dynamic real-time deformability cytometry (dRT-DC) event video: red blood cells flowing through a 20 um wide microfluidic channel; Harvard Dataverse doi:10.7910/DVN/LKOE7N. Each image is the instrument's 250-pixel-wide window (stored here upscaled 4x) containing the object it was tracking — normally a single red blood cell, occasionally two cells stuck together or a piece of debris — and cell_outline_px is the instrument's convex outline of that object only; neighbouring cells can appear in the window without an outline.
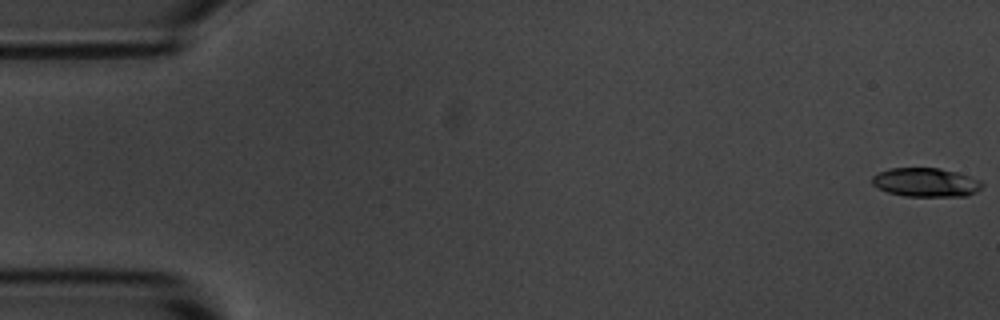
{"species": "common noctule bat (a hibernating species)", "species_latin": "Nyctalus noctula", "temperature_condition": "room temperature", "stored_images_in_passage": 5, "camera_frame_rate_fps": 3000, "um_per_image_px": 0.085, "animal": {"sex": "male", "body_mass_g": 20.1, "forearm_length_mm": 53.5}, "frame": {"image": 1, "passage_image": 1, "time_ms": 0.0, "image_size_px": [1000, 320], "cell_outline_px": [[984, 184], [976, 192], [964, 196], [904, 196], [888, 192], [872, 184], [872, 176], [880, 172], [892, 168], [940, 168], [956, 172], [980, 180]], "centroid_in_image_um": [78.7, 15.5], "position_along_channel_um": 6.3, "area_um2": 18.32}}
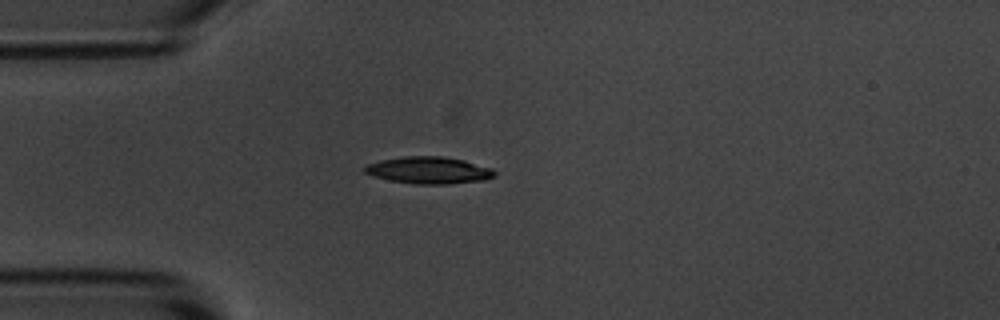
{"frame": {"image": 2, "passage_image": 5, "time_ms": 4.667, "image_size_px": [1000, 320], "cell_outline_px": [[496, 176], [484, 180], [448, 184], [416, 184], [388, 180], [372, 176], [364, 172], [360, 168], [368, 164], [380, 160], [404, 156], [444, 156], [464, 160], [492, 168], [496, 172]], "centroid_in_image_um": [36.43, 14.47], "position_along_channel_um": 48.6, "area_um2": 20.63}}